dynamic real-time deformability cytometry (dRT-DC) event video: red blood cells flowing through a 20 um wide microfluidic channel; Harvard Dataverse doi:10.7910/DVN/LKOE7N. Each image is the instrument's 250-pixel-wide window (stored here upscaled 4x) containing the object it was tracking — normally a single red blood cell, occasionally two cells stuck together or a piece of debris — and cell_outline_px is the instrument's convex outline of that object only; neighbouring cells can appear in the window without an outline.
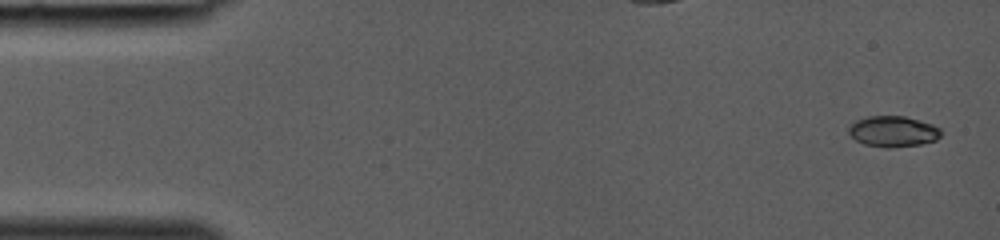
{"species": "common noctule bat (a hibernating species)", "species_latin": "Nyctalus noctula", "temperature_condition": "room temperature", "stored_images_in_passage": 6, "camera_frame_rate_fps": 3000, "um_per_image_px": 0.085, "animal": {"sex": "female", "body_mass_g": 19.0, "forearm_length_mm": 53.3}, "frame": {"image": 1, "passage_image": 1, "time_ms": 0.0, "image_size_px": [1000, 240], "cell_outline_px": [[944, 132], [936, 140], [920, 144], [888, 148], [864, 144], [856, 140], [848, 132], [848, 128], [856, 120], [868, 116], [904, 116], [932, 124], [940, 128]], "centroid_in_image_um": [75.93, 11.17], "position_along_channel_um": 9.1, "area_um2": 16.53}}
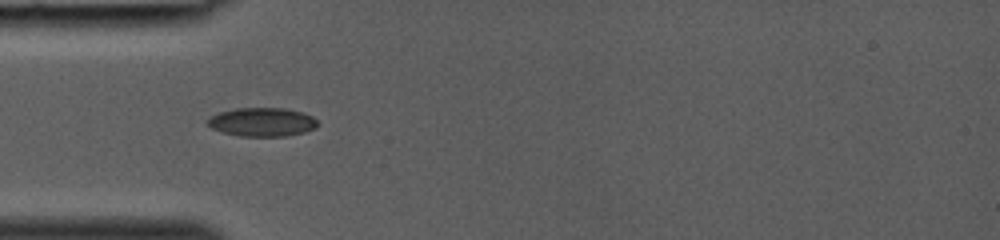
{"frame": {"image": 2, "passage_image": 5, "time_ms": 1.333, "image_size_px": [1000, 240], "cell_outline_px": [[320, 124], [316, 128], [304, 132], [288, 136], [240, 136], [224, 132], [212, 128], [204, 120], [220, 112], [236, 108], [284, 108], [304, 112], [312, 116]], "centroid_in_image_um": [22.32, 10.37], "position_along_channel_um": 62.7, "area_um2": 18.5}}
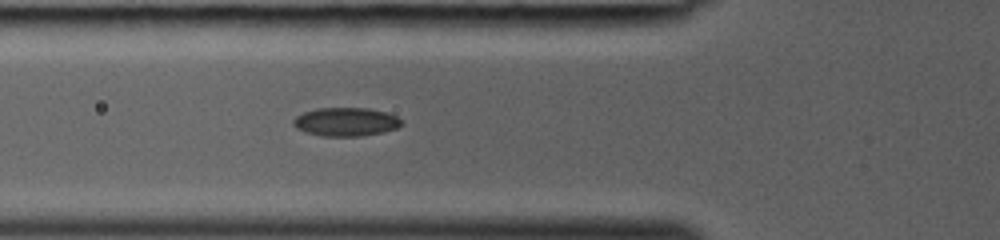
{"frame": {"image": 3, "passage_image": 6, "time_ms": 1.667, "image_size_px": [1000, 240], "cell_outline_px": [[404, 124], [396, 128], [384, 132], [360, 136], [320, 136], [296, 128], [292, 124], [292, 120], [296, 116], [304, 112], [316, 108], [368, 108], [388, 112], [396, 116]], "centroid_in_image_um": [29.4, 10.35], "position_along_channel_um": 96.4, "area_um2": 18.09}}